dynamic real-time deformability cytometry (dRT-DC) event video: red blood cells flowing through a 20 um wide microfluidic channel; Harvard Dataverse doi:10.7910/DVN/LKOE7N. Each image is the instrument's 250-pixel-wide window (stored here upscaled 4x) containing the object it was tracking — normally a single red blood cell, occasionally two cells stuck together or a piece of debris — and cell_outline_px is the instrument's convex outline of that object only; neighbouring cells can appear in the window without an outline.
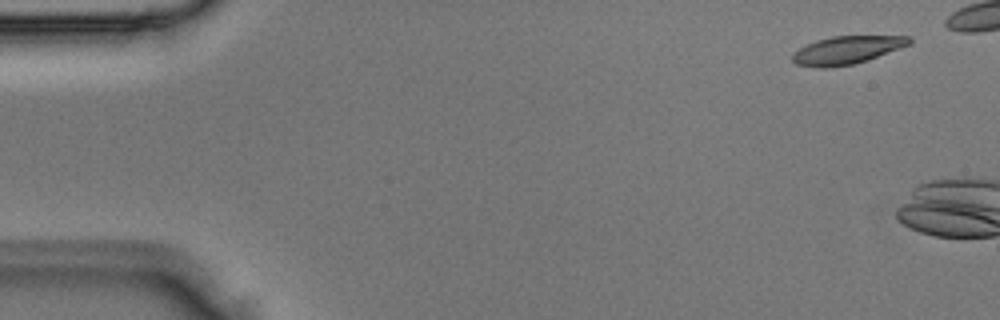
{"species": "Egyptian fruit bat (a non-hibernating species)", "species_latin": "Rousettus aegyptiacus", "temperature_condition": "room temperature", "stored_images_in_passage": 3, "camera_frame_rate_fps": 3000, "um_per_image_px": 0.085, "animal": {"sex": "male"}, "frame": {"image": 1, "passage_image": 1, "time_ms": 0.0, "image_size_px": [1000, 320], "cell_outline_px": [[912, 44], [868, 60], [852, 64], [828, 68], [816, 68], [796, 64], [792, 60], [792, 52], [816, 40], [832, 36], [912, 36]], "centroid_in_image_um": [71.99, 4.26], "position_along_channel_um": 13.0, "area_um2": 19.19}}